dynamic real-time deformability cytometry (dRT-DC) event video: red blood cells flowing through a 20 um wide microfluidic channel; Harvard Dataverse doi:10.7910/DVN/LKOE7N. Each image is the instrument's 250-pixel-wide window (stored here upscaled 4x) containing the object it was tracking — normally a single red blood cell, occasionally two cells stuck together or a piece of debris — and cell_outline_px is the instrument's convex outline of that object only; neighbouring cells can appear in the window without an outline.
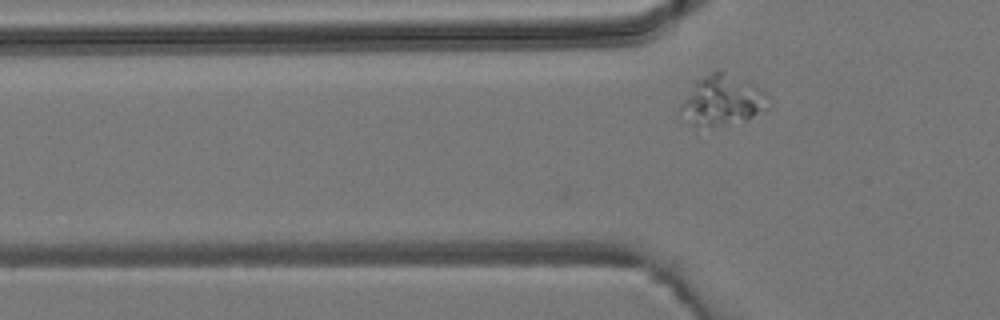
{"species": "common noctule bat (a hibernating species)", "species_latin": "Nyctalus noctula", "temperature_condition": "room temperature", "stored_images_in_passage": 4, "camera_frame_rate_fps": 3000, "um_per_image_px": 0.085, "animal": {"sex": "male", "body_mass_g": 19.2, "forearm_length_mm": 51.8}, "frame": {"image": 1, "passage_image": 2, "time_ms": 1.0, "image_size_px": [1000, 320], "cell_outline_px": [[768, 108], [748, 120], [696, 128], [684, 124], [680, 112], [680, 108], [684, 100], [696, 84], [704, 76], [712, 72], [724, 72], [752, 84], [760, 88], [764, 92]], "centroid_in_image_um": [61.36, 8.61], "position_along_channel_um": 64.4, "area_um2": 25.03}}
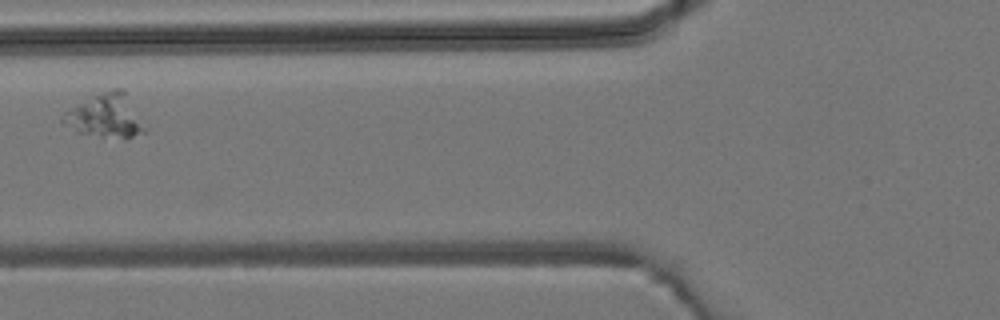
{"frame": {"image": 2, "passage_image": 3, "time_ms": 2.333, "image_size_px": [1000, 320], "cell_outline_px": [[148, 132], [124, 140], [76, 132], [64, 124], [60, 120], [64, 112], [100, 92], [112, 88], [124, 88], [148, 128]], "centroid_in_image_um": [9.06, 9.87], "position_along_channel_um": 116.7, "area_um2": 21.33}}
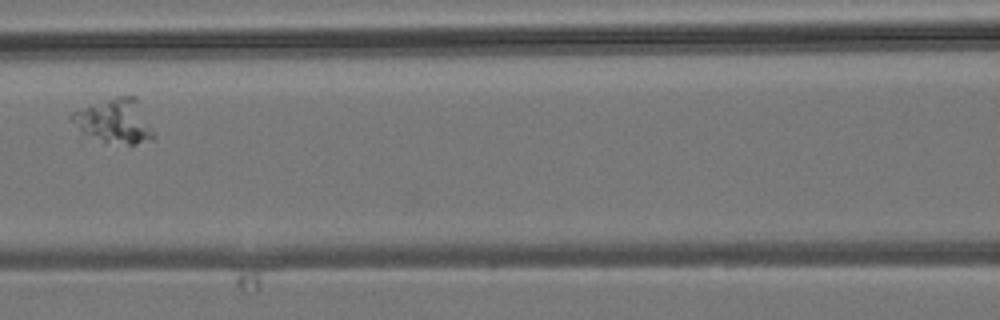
{"frame": {"image": 3, "passage_image": 4, "time_ms": 3.333, "image_size_px": [1000, 320], "cell_outline_px": [[156, 136], [152, 140], [136, 144], [104, 144], [80, 132], [68, 116], [76, 108], [116, 96], [136, 96]], "centroid_in_image_um": [9.7, 10.31], "position_along_channel_um": 156.9, "area_um2": 21.79}}